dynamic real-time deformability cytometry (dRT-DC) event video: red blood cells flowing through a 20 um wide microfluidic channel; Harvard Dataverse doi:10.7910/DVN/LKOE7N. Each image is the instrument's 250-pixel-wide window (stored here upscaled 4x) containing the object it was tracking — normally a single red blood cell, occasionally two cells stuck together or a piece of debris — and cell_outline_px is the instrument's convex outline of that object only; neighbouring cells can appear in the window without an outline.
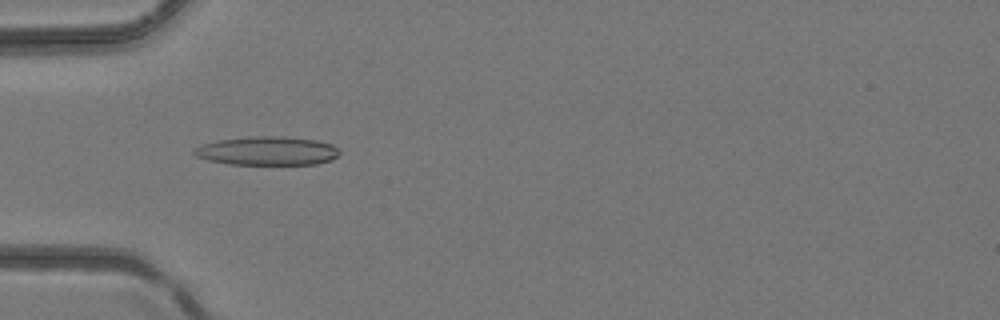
{"species": "common noctule bat (a hibernating species)", "species_latin": "Nyctalus noctula", "temperature_condition": "room temperature", "stored_images_in_passage": 36, "camera_frame_rate_fps": 3000, "um_per_image_px": 0.085, "animal": {"sex": "female", "body_mass_g": 24.6, "forearm_length_mm": 56.2}, "frame": {"image": 1, "passage_image": 8, "time_ms": 2.333, "image_size_px": [1000, 320], "cell_outline_px": [[340, 152], [332, 160], [316, 164], [232, 164], [208, 160], [196, 156], [192, 152], [196, 148], [204, 144], [220, 140], [256, 136], [280, 136], [316, 140], [332, 144]], "centroid_in_image_um": [22.75, 12.83], "position_along_channel_um": 62.3, "area_um2": 23.99}}
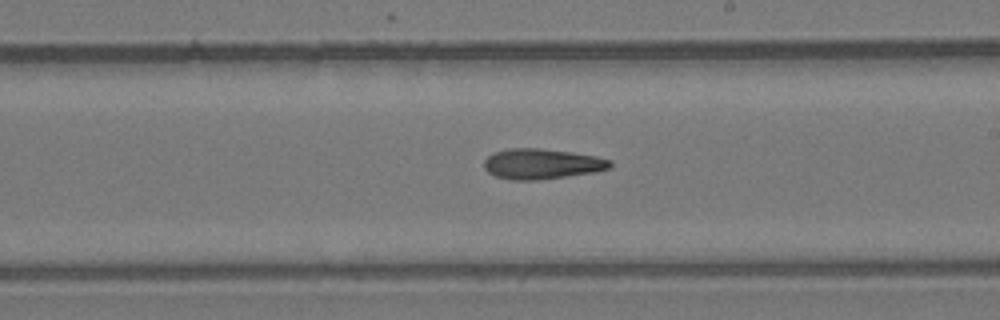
{"frame": {"image": 2, "passage_image": 19, "time_ms": 6.0, "image_size_px": [1000, 320], "cell_outline_px": [[612, 164], [608, 168], [592, 172], [536, 180], [512, 180], [496, 176], [488, 172], [484, 168], [484, 160], [492, 152], [512, 148], [540, 148], [572, 152], [596, 156], [612, 160]], "centroid_in_image_um": [46.02, 13.92], "position_along_channel_um": 243.0, "area_um2": 22.14}}
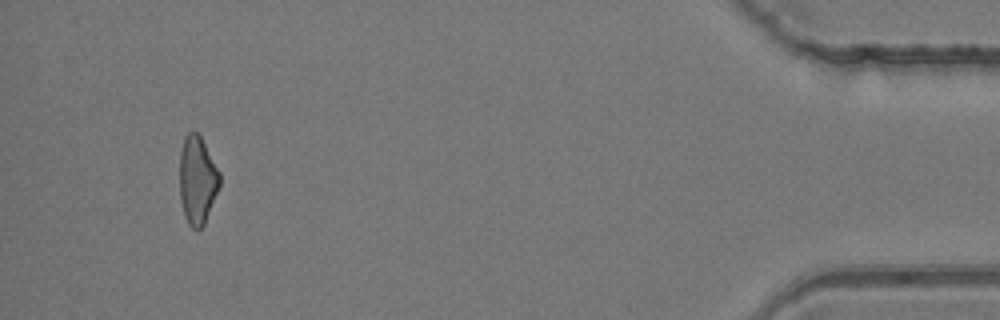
{"frame": {"image": 3, "passage_image": 34, "time_ms": 11.0, "image_size_px": [1000, 320], "cell_outline_px": [[220, 184], [204, 224], [196, 232], [188, 224], [184, 216], [180, 200], [180, 152], [184, 136], [188, 132], [196, 132], [200, 136], [220, 172]], "centroid_in_image_um": [16.76, 15.32], "position_along_channel_um": 418.4, "area_um2": 20.52}}